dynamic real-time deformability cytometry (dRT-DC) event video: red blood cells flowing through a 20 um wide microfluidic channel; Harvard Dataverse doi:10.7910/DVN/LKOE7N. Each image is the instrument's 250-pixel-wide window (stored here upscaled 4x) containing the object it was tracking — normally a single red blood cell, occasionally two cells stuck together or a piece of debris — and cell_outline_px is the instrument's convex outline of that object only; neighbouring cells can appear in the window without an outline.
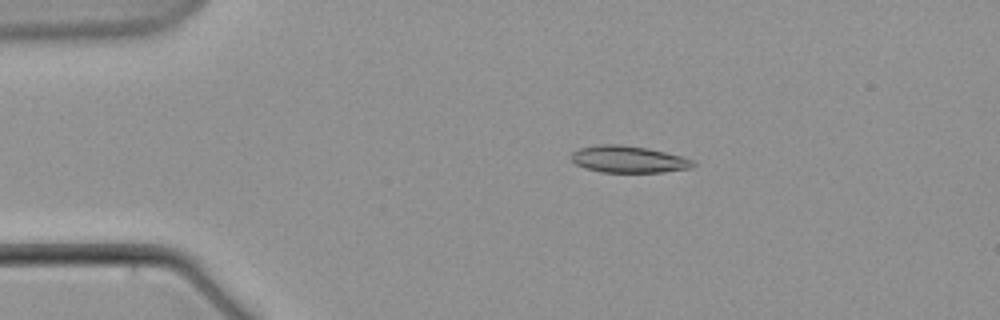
{"species": "common noctule bat (a hibernating species)", "species_latin": "Nyctalus noctula", "temperature_condition": "warm", "stored_images_in_passage": 4, "camera_frame_rate_fps": 3000, "um_per_image_px": 0.085, "animal": {"sex": "male", "body_mass_g": 21.5, "forearm_length_mm": 52.0}, "frame": {"image": 1, "passage_image": 2, "time_ms": 1.0, "image_size_px": [1000, 320], "cell_outline_px": [[696, 164], [692, 168], [660, 172], [600, 172], [584, 168], [576, 164], [572, 160], [572, 152], [580, 148], [600, 144], [620, 144], [648, 148], [680, 156], [692, 160]], "centroid_in_image_um": [53.4, 13.54], "position_along_channel_um": 31.6, "area_um2": 18.96}}
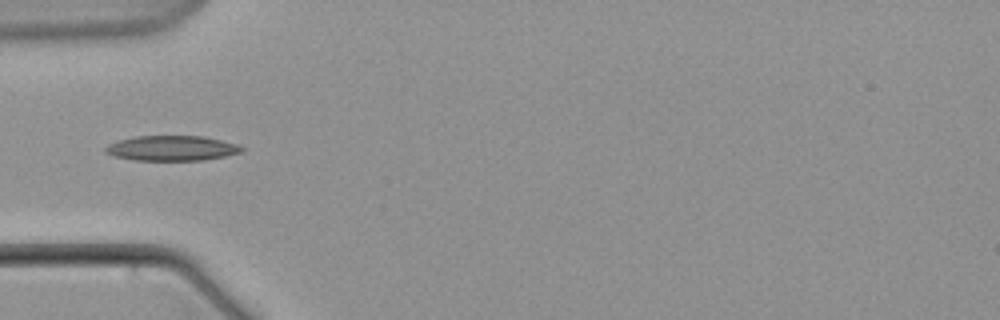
{"frame": {"image": 2, "passage_image": 4, "time_ms": 4.0, "image_size_px": [1000, 320], "cell_outline_px": [[244, 148], [240, 152], [224, 156], [204, 160], [136, 160], [112, 156], [104, 152], [104, 148], [108, 144], [120, 140], [136, 136], [204, 136], [236, 144]], "centroid_in_image_um": [14.56, 12.6], "position_along_channel_um": 70.4, "area_um2": 19.77}}